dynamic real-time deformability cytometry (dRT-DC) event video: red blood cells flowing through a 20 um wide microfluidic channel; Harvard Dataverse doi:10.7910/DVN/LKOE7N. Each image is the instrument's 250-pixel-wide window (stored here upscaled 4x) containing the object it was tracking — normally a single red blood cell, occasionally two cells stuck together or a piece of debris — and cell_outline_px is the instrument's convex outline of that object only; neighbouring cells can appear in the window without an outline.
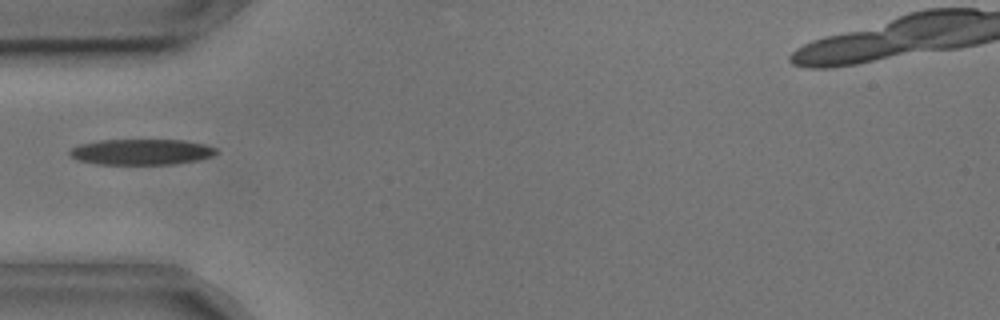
{"species": "common noctule bat (a hibernating species)", "species_latin": "Nyctalus noctula", "temperature_condition": "cold", "stored_images_in_passage": 3, "camera_frame_rate_fps": 3000, "um_per_image_px": 0.085, "animal": {"sex": "male", "body_mass_g": 17.9, "forearm_length_mm": 54.2}, "frame": {"image": 1, "passage_image": 1, "time_ms": 0.0, "image_size_px": [1000, 320], "cell_outline_px": [[220, 152], [212, 156], [196, 160], [172, 164], [100, 164], [80, 160], [72, 156], [68, 152], [72, 148], [80, 144], [100, 140], [184, 140], [204, 144], [216, 148]], "centroid_in_image_um": [12.06, 12.9], "position_along_channel_um": 72.9, "area_um2": 21.79}}
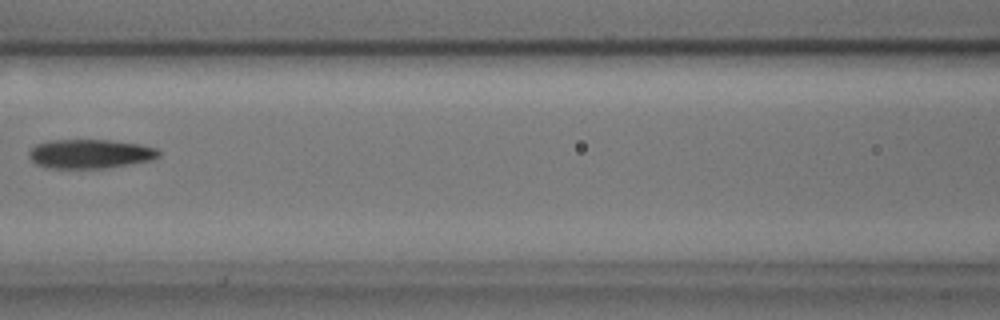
{"frame": {"image": 2, "passage_image": 3, "time_ms": 0.667, "image_size_px": [1000, 320], "cell_outline_px": [[160, 156], [152, 160], [108, 168], [48, 168], [36, 164], [28, 156], [28, 152], [36, 144], [52, 140], [112, 140], [140, 144], [156, 148], [160, 152]], "centroid_in_image_um": [7.67, 13.08], "position_along_channel_um": 158.9, "area_um2": 22.14}}